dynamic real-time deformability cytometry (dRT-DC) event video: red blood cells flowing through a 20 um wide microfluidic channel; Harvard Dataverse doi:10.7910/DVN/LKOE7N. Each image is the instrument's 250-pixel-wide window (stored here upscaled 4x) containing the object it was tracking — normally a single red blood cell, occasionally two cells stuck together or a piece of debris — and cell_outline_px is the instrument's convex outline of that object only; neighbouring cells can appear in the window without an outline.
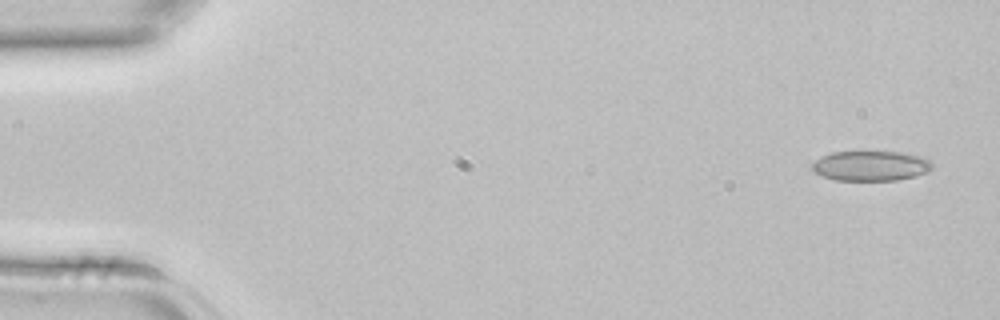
{"species": "common noctule bat (a hibernating species)", "species_latin": "Nyctalus noctula", "temperature_condition": "room temperature", "stored_images_in_passage": 3, "camera_frame_rate_fps": 3000, "um_per_image_px": 0.085, "animal": {"sex": "female", "body_mass_g": 22.7, "forearm_length_mm": 54.2}, "frame": {"image": 1, "passage_image": 1, "time_ms": 0.0, "image_size_px": [1000, 320], "cell_outline_px": [[932, 168], [916, 176], [900, 180], [836, 180], [824, 176], [816, 172], [812, 168], [812, 164], [820, 156], [832, 152], [904, 152], [924, 156], [932, 160]], "centroid_in_image_um": [74.06, 14.08], "position_along_channel_um": 10.9, "area_um2": 21.04}}